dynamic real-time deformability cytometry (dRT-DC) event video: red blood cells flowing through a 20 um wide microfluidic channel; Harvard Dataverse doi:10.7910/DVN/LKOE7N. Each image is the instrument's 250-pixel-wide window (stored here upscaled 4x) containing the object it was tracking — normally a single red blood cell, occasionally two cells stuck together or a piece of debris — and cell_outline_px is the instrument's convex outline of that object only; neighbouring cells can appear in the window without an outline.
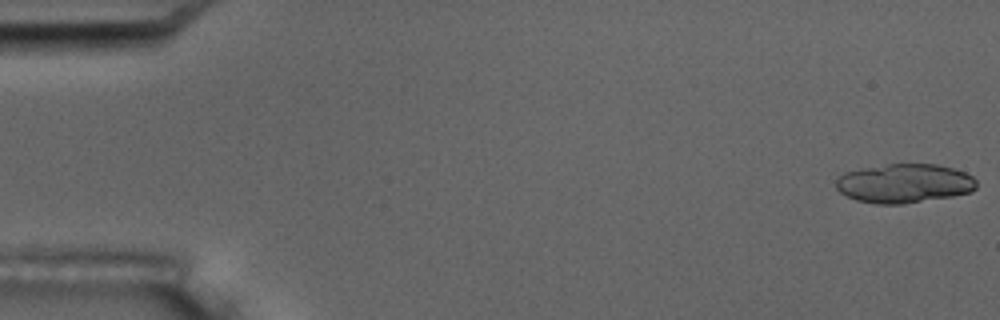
{"species": "common noctule bat (a hibernating species)", "species_latin": "Nyctalus noctula", "temperature_condition": "room temperature", "stored_images_in_passage": 5, "camera_frame_rate_fps": 3000, "um_per_image_px": 0.085, "animal": {"sex": "male", "body_mass_g": 17.5, "forearm_length_mm": 52.3}, "frame": {"image": 1, "passage_image": 1, "time_ms": 0.0, "image_size_px": [1000, 320], "cell_outline_px": [[976, 188], [972, 192], [952, 196], [904, 204], [876, 204], [856, 200], [840, 192], [836, 188], [836, 180], [844, 172], [860, 168], [888, 164], [936, 164], [952, 168], [964, 172], [972, 176], [976, 180]], "centroid_in_image_um": [76.86, 15.59], "position_along_channel_um": 8.1, "area_um2": 32.08}}